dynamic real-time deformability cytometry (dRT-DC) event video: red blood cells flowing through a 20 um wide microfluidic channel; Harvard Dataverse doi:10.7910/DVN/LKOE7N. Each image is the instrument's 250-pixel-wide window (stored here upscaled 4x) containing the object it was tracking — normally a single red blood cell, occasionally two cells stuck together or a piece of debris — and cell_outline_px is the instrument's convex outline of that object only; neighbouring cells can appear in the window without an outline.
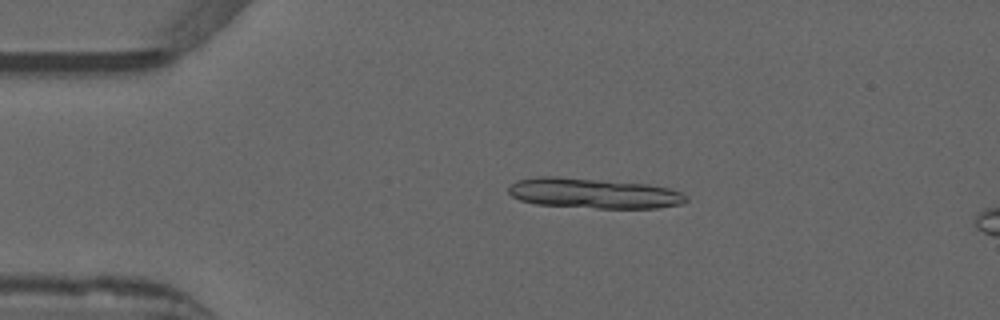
{"species": "common noctule bat (a hibernating species)", "species_latin": "Nyctalus noctula", "temperature_condition": "warm", "stored_images_in_passage": 14, "camera_frame_rate_fps": 3000, "um_per_image_px": 0.085, "animal": {"sex": "male", "forearm_length_mm": 52.5}, "frame": {"image": 1, "passage_image": 10, "time_ms": 3.0, "image_size_px": [1000, 320], "cell_outline_px": [[688, 200], [680, 204], [660, 208], [596, 208], [536, 204], [520, 200], [512, 196], [508, 192], [508, 188], [516, 180], [536, 176], [560, 176], [648, 184], [668, 188], [680, 192], [688, 196]], "centroid_in_image_um": [50.44, 16.42], "position_along_channel_um": 34.6, "area_um2": 31.44}}